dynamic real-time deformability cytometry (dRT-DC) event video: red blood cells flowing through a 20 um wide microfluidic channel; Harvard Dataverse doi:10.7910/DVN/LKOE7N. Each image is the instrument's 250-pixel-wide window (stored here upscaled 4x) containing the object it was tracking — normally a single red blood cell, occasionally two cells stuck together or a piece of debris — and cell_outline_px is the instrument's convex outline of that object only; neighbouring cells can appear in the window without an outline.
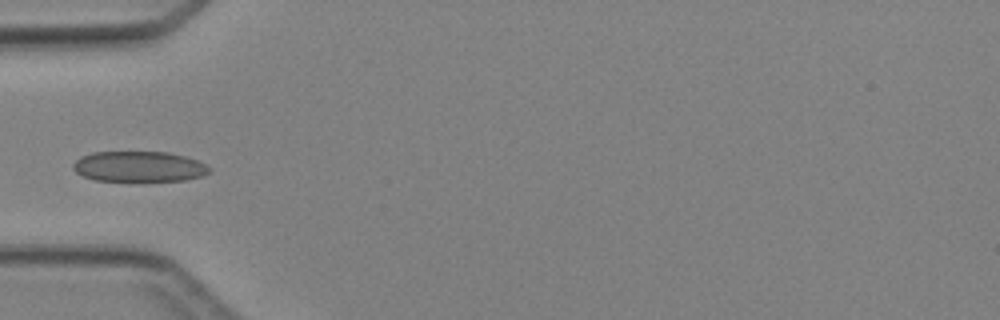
{"species": "Egyptian fruit bat (a non-hibernating species)", "species_latin": "Rousettus aegyptiacus", "temperature_condition": "cold", "stored_images_in_passage": 5, "camera_frame_rate_fps": 3000, "um_per_image_px": 0.085, "animal": {"sex": "female"}, "frame": {"image": 1, "passage_image": 5, "time_ms": 4.667, "image_size_px": [1000, 320], "cell_outline_px": [[212, 168], [208, 172], [200, 176], [184, 180], [96, 180], [84, 176], [76, 172], [72, 168], [72, 164], [80, 156], [92, 152], [168, 152], [184, 156], [196, 160]], "centroid_in_image_um": [11.77, 14.14], "position_along_channel_um": 73.2, "area_um2": 23.87}}